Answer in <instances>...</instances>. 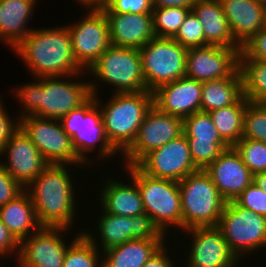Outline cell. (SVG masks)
<instances>
[{
    "mask_svg": "<svg viewBox=\"0 0 266 267\" xmlns=\"http://www.w3.org/2000/svg\"><path fill=\"white\" fill-rule=\"evenodd\" d=\"M14 51L35 78L67 77L84 72L73 55L71 37L66 25L33 28Z\"/></svg>",
    "mask_w": 266,
    "mask_h": 267,
    "instance_id": "6da1fadb",
    "label": "cell"
},
{
    "mask_svg": "<svg viewBox=\"0 0 266 267\" xmlns=\"http://www.w3.org/2000/svg\"><path fill=\"white\" fill-rule=\"evenodd\" d=\"M69 164H49L25 190L35 207L40 226L71 228L77 214ZM72 177V178H71ZM75 212V213H74Z\"/></svg>",
    "mask_w": 266,
    "mask_h": 267,
    "instance_id": "7a4b0ae2",
    "label": "cell"
},
{
    "mask_svg": "<svg viewBox=\"0 0 266 267\" xmlns=\"http://www.w3.org/2000/svg\"><path fill=\"white\" fill-rule=\"evenodd\" d=\"M89 82L91 94L96 97V104L101 110L106 137L122 155L135 140L147 112L152 108L153 94L151 91L113 93L106 104H103L98 101L99 83Z\"/></svg>",
    "mask_w": 266,
    "mask_h": 267,
    "instance_id": "3957f363",
    "label": "cell"
},
{
    "mask_svg": "<svg viewBox=\"0 0 266 267\" xmlns=\"http://www.w3.org/2000/svg\"><path fill=\"white\" fill-rule=\"evenodd\" d=\"M179 189L182 230L217 226L227 201L205 170L188 174L179 181Z\"/></svg>",
    "mask_w": 266,
    "mask_h": 267,
    "instance_id": "277c9868",
    "label": "cell"
},
{
    "mask_svg": "<svg viewBox=\"0 0 266 267\" xmlns=\"http://www.w3.org/2000/svg\"><path fill=\"white\" fill-rule=\"evenodd\" d=\"M125 166L139 188L145 213L153 219L159 229L165 235L170 227L176 226L182 230L179 182L148 176L136 165Z\"/></svg>",
    "mask_w": 266,
    "mask_h": 267,
    "instance_id": "5b68a950",
    "label": "cell"
},
{
    "mask_svg": "<svg viewBox=\"0 0 266 267\" xmlns=\"http://www.w3.org/2000/svg\"><path fill=\"white\" fill-rule=\"evenodd\" d=\"M60 122L63 130L71 137L76 155L86 165L95 164L87 158L90 157L87 154L96 149H98V158L102 160L120 154L106 137L101 110L96 104L95 96L92 95L79 108L66 114Z\"/></svg>",
    "mask_w": 266,
    "mask_h": 267,
    "instance_id": "8992f818",
    "label": "cell"
},
{
    "mask_svg": "<svg viewBox=\"0 0 266 267\" xmlns=\"http://www.w3.org/2000/svg\"><path fill=\"white\" fill-rule=\"evenodd\" d=\"M107 85L113 93L148 91L145 85L139 49L111 45L86 71Z\"/></svg>",
    "mask_w": 266,
    "mask_h": 267,
    "instance_id": "52a82bcc",
    "label": "cell"
},
{
    "mask_svg": "<svg viewBox=\"0 0 266 267\" xmlns=\"http://www.w3.org/2000/svg\"><path fill=\"white\" fill-rule=\"evenodd\" d=\"M216 227L240 261L245 257L243 255L266 246V217L240 207L234 201L226 203Z\"/></svg>",
    "mask_w": 266,
    "mask_h": 267,
    "instance_id": "ba28073f",
    "label": "cell"
},
{
    "mask_svg": "<svg viewBox=\"0 0 266 267\" xmlns=\"http://www.w3.org/2000/svg\"><path fill=\"white\" fill-rule=\"evenodd\" d=\"M188 48L173 38L151 39L139 49L145 85L148 91L185 77Z\"/></svg>",
    "mask_w": 266,
    "mask_h": 267,
    "instance_id": "9c48e42d",
    "label": "cell"
},
{
    "mask_svg": "<svg viewBox=\"0 0 266 267\" xmlns=\"http://www.w3.org/2000/svg\"><path fill=\"white\" fill-rule=\"evenodd\" d=\"M20 128L49 164L86 165L76 155L71 137L60 120L29 115L20 119Z\"/></svg>",
    "mask_w": 266,
    "mask_h": 267,
    "instance_id": "30bf717a",
    "label": "cell"
},
{
    "mask_svg": "<svg viewBox=\"0 0 266 267\" xmlns=\"http://www.w3.org/2000/svg\"><path fill=\"white\" fill-rule=\"evenodd\" d=\"M85 73L84 71L68 75V81L63 80L66 77L62 76L41 77L39 117L60 120L72 110L83 105L92 96L90 82H86V80L82 82L79 79L76 82L72 78L81 77Z\"/></svg>",
    "mask_w": 266,
    "mask_h": 267,
    "instance_id": "8fae6325",
    "label": "cell"
},
{
    "mask_svg": "<svg viewBox=\"0 0 266 267\" xmlns=\"http://www.w3.org/2000/svg\"><path fill=\"white\" fill-rule=\"evenodd\" d=\"M78 23L66 25L77 64L87 71L111 46L109 25L103 10L89 9Z\"/></svg>",
    "mask_w": 266,
    "mask_h": 267,
    "instance_id": "7c38bea8",
    "label": "cell"
},
{
    "mask_svg": "<svg viewBox=\"0 0 266 267\" xmlns=\"http://www.w3.org/2000/svg\"><path fill=\"white\" fill-rule=\"evenodd\" d=\"M183 134V119L166 114L154 105L147 112L133 143L122 153L124 165H136L146 154Z\"/></svg>",
    "mask_w": 266,
    "mask_h": 267,
    "instance_id": "4fadbf2b",
    "label": "cell"
},
{
    "mask_svg": "<svg viewBox=\"0 0 266 267\" xmlns=\"http://www.w3.org/2000/svg\"><path fill=\"white\" fill-rule=\"evenodd\" d=\"M136 166L148 176L178 182L199 170L192 161L184 134L150 151Z\"/></svg>",
    "mask_w": 266,
    "mask_h": 267,
    "instance_id": "5bb4252c",
    "label": "cell"
},
{
    "mask_svg": "<svg viewBox=\"0 0 266 267\" xmlns=\"http://www.w3.org/2000/svg\"><path fill=\"white\" fill-rule=\"evenodd\" d=\"M69 230L71 229L41 226L23 239L15 260L18 267H62L69 247V243L66 244L62 239L65 235L63 232Z\"/></svg>",
    "mask_w": 266,
    "mask_h": 267,
    "instance_id": "9a60e30c",
    "label": "cell"
},
{
    "mask_svg": "<svg viewBox=\"0 0 266 267\" xmlns=\"http://www.w3.org/2000/svg\"><path fill=\"white\" fill-rule=\"evenodd\" d=\"M97 222L101 252L132 239L165 240L166 237L146 213L130 217L101 211Z\"/></svg>",
    "mask_w": 266,
    "mask_h": 267,
    "instance_id": "2e32d148",
    "label": "cell"
},
{
    "mask_svg": "<svg viewBox=\"0 0 266 267\" xmlns=\"http://www.w3.org/2000/svg\"><path fill=\"white\" fill-rule=\"evenodd\" d=\"M240 51L215 45L188 48L185 77L199 82L231 77L239 69Z\"/></svg>",
    "mask_w": 266,
    "mask_h": 267,
    "instance_id": "e0dca14e",
    "label": "cell"
},
{
    "mask_svg": "<svg viewBox=\"0 0 266 267\" xmlns=\"http://www.w3.org/2000/svg\"><path fill=\"white\" fill-rule=\"evenodd\" d=\"M191 249L186 267H237L240 260L231 251L221 231L215 227H196L188 230Z\"/></svg>",
    "mask_w": 266,
    "mask_h": 267,
    "instance_id": "ac0fdd59",
    "label": "cell"
},
{
    "mask_svg": "<svg viewBox=\"0 0 266 267\" xmlns=\"http://www.w3.org/2000/svg\"><path fill=\"white\" fill-rule=\"evenodd\" d=\"M4 155L8 160L0 164L24 189L49 165L21 128L0 151Z\"/></svg>",
    "mask_w": 266,
    "mask_h": 267,
    "instance_id": "d6986e66",
    "label": "cell"
},
{
    "mask_svg": "<svg viewBox=\"0 0 266 267\" xmlns=\"http://www.w3.org/2000/svg\"><path fill=\"white\" fill-rule=\"evenodd\" d=\"M153 94V105L163 113L187 118L201 111L202 82L182 77L158 86Z\"/></svg>",
    "mask_w": 266,
    "mask_h": 267,
    "instance_id": "ffe728a7",
    "label": "cell"
},
{
    "mask_svg": "<svg viewBox=\"0 0 266 267\" xmlns=\"http://www.w3.org/2000/svg\"><path fill=\"white\" fill-rule=\"evenodd\" d=\"M204 170L227 202L233 201L253 182V174L233 146L225 149Z\"/></svg>",
    "mask_w": 266,
    "mask_h": 267,
    "instance_id": "44dd1931",
    "label": "cell"
},
{
    "mask_svg": "<svg viewBox=\"0 0 266 267\" xmlns=\"http://www.w3.org/2000/svg\"><path fill=\"white\" fill-rule=\"evenodd\" d=\"M111 45L140 49L155 38L152 13H104Z\"/></svg>",
    "mask_w": 266,
    "mask_h": 267,
    "instance_id": "7402d4cb",
    "label": "cell"
},
{
    "mask_svg": "<svg viewBox=\"0 0 266 267\" xmlns=\"http://www.w3.org/2000/svg\"><path fill=\"white\" fill-rule=\"evenodd\" d=\"M235 42L242 47L264 26V5L254 0H219Z\"/></svg>",
    "mask_w": 266,
    "mask_h": 267,
    "instance_id": "603a6c76",
    "label": "cell"
},
{
    "mask_svg": "<svg viewBox=\"0 0 266 267\" xmlns=\"http://www.w3.org/2000/svg\"><path fill=\"white\" fill-rule=\"evenodd\" d=\"M38 0H0V40L14 50L33 30L27 27Z\"/></svg>",
    "mask_w": 266,
    "mask_h": 267,
    "instance_id": "cb8c5ba5",
    "label": "cell"
},
{
    "mask_svg": "<svg viewBox=\"0 0 266 267\" xmlns=\"http://www.w3.org/2000/svg\"><path fill=\"white\" fill-rule=\"evenodd\" d=\"M129 179L132 183L124 184L114 178H106L104 188L101 187L99 194V202L104 212L130 217L145 213L139 188L131 177Z\"/></svg>",
    "mask_w": 266,
    "mask_h": 267,
    "instance_id": "d4e9b609",
    "label": "cell"
},
{
    "mask_svg": "<svg viewBox=\"0 0 266 267\" xmlns=\"http://www.w3.org/2000/svg\"><path fill=\"white\" fill-rule=\"evenodd\" d=\"M192 11L203 26L204 40L207 45L241 48L234 40L219 0H197Z\"/></svg>",
    "mask_w": 266,
    "mask_h": 267,
    "instance_id": "484cf974",
    "label": "cell"
},
{
    "mask_svg": "<svg viewBox=\"0 0 266 267\" xmlns=\"http://www.w3.org/2000/svg\"><path fill=\"white\" fill-rule=\"evenodd\" d=\"M0 220L19 242L41 227L31 197L25 189L0 207Z\"/></svg>",
    "mask_w": 266,
    "mask_h": 267,
    "instance_id": "4316f807",
    "label": "cell"
},
{
    "mask_svg": "<svg viewBox=\"0 0 266 267\" xmlns=\"http://www.w3.org/2000/svg\"><path fill=\"white\" fill-rule=\"evenodd\" d=\"M166 240L132 239L102 252V267H143Z\"/></svg>",
    "mask_w": 266,
    "mask_h": 267,
    "instance_id": "83f0119b",
    "label": "cell"
},
{
    "mask_svg": "<svg viewBox=\"0 0 266 267\" xmlns=\"http://www.w3.org/2000/svg\"><path fill=\"white\" fill-rule=\"evenodd\" d=\"M243 97L239 69L228 78L202 82L201 111L211 112L236 104Z\"/></svg>",
    "mask_w": 266,
    "mask_h": 267,
    "instance_id": "f1b7e54d",
    "label": "cell"
},
{
    "mask_svg": "<svg viewBox=\"0 0 266 267\" xmlns=\"http://www.w3.org/2000/svg\"><path fill=\"white\" fill-rule=\"evenodd\" d=\"M248 103L243 96L236 104L208 112L220 136L229 146H234L242 138Z\"/></svg>",
    "mask_w": 266,
    "mask_h": 267,
    "instance_id": "f546056e",
    "label": "cell"
},
{
    "mask_svg": "<svg viewBox=\"0 0 266 267\" xmlns=\"http://www.w3.org/2000/svg\"><path fill=\"white\" fill-rule=\"evenodd\" d=\"M90 233L82 230L69 242L62 267H102V252L97 244L100 241Z\"/></svg>",
    "mask_w": 266,
    "mask_h": 267,
    "instance_id": "4dcf8cb0",
    "label": "cell"
},
{
    "mask_svg": "<svg viewBox=\"0 0 266 267\" xmlns=\"http://www.w3.org/2000/svg\"><path fill=\"white\" fill-rule=\"evenodd\" d=\"M243 96L252 103L266 105V62L239 58Z\"/></svg>",
    "mask_w": 266,
    "mask_h": 267,
    "instance_id": "1f68e13d",
    "label": "cell"
},
{
    "mask_svg": "<svg viewBox=\"0 0 266 267\" xmlns=\"http://www.w3.org/2000/svg\"><path fill=\"white\" fill-rule=\"evenodd\" d=\"M191 9L182 7L153 8V30L156 37L173 38Z\"/></svg>",
    "mask_w": 266,
    "mask_h": 267,
    "instance_id": "d6a6232c",
    "label": "cell"
},
{
    "mask_svg": "<svg viewBox=\"0 0 266 267\" xmlns=\"http://www.w3.org/2000/svg\"><path fill=\"white\" fill-rule=\"evenodd\" d=\"M183 134L186 138L204 141H224L207 112H196L183 119Z\"/></svg>",
    "mask_w": 266,
    "mask_h": 267,
    "instance_id": "836d02e7",
    "label": "cell"
},
{
    "mask_svg": "<svg viewBox=\"0 0 266 267\" xmlns=\"http://www.w3.org/2000/svg\"><path fill=\"white\" fill-rule=\"evenodd\" d=\"M233 147L253 175L266 171V143L241 138Z\"/></svg>",
    "mask_w": 266,
    "mask_h": 267,
    "instance_id": "e575fe53",
    "label": "cell"
},
{
    "mask_svg": "<svg viewBox=\"0 0 266 267\" xmlns=\"http://www.w3.org/2000/svg\"><path fill=\"white\" fill-rule=\"evenodd\" d=\"M189 144L190 155L198 169H205L221 153L230 146L225 141H204L197 138H186Z\"/></svg>",
    "mask_w": 266,
    "mask_h": 267,
    "instance_id": "d590c367",
    "label": "cell"
},
{
    "mask_svg": "<svg viewBox=\"0 0 266 267\" xmlns=\"http://www.w3.org/2000/svg\"><path fill=\"white\" fill-rule=\"evenodd\" d=\"M242 138L266 143V105L252 102L247 104Z\"/></svg>",
    "mask_w": 266,
    "mask_h": 267,
    "instance_id": "8d00e7d4",
    "label": "cell"
},
{
    "mask_svg": "<svg viewBox=\"0 0 266 267\" xmlns=\"http://www.w3.org/2000/svg\"><path fill=\"white\" fill-rule=\"evenodd\" d=\"M202 28L198 17L191 10L173 39L186 48L207 46Z\"/></svg>",
    "mask_w": 266,
    "mask_h": 267,
    "instance_id": "74e56055",
    "label": "cell"
},
{
    "mask_svg": "<svg viewBox=\"0 0 266 267\" xmlns=\"http://www.w3.org/2000/svg\"><path fill=\"white\" fill-rule=\"evenodd\" d=\"M35 82H31L13 90L15 96L22 103L23 112L19 115V119L34 115L39 117V93H41V77L35 78ZM37 81V82H36ZM21 101V102H20Z\"/></svg>",
    "mask_w": 266,
    "mask_h": 267,
    "instance_id": "f35d334b",
    "label": "cell"
},
{
    "mask_svg": "<svg viewBox=\"0 0 266 267\" xmlns=\"http://www.w3.org/2000/svg\"><path fill=\"white\" fill-rule=\"evenodd\" d=\"M233 201L240 207L266 217V193L254 182L245 188Z\"/></svg>",
    "mask_w": 266,
    "mask_h": 267,
    "instance_id": "ab89813d",
    "label": "cell"
},
{
    "mask_svg": "<svg viewBox=\"0 0 266 267\" xmlns=\"http://www.w3.org/2000/svg\"><path fill=\"white\" fill-rule=\"evenodd\" d=\"M104 13H152V0H111Z\"/></svg>",
    "mask_w": 266,
    "mask_h": 267,
    "instance_id": "60d3db41",
    "label": "cell"
},
{
    "mask_svg": "<svg viewBox=\"0 0 266 267\" xmlns=\"http://www.w3.org/2000/svg\"><path fill=\"white\" fill-rule=\"evenodd\" d=\"M239 58L258 59L266 62V28L263 27L241 47Z\"/></svg>",
    "mask_w": 266,
    "mask_h": 267,
    "instance_id": "b9f144b4",
    "label": "cell"
},
{
    "mask_svg": "<svg viewBox=\"0 0 266 267\" xmlns=\"http://www.w3.org/2000/svg\"><path fill=\"white\" fill-rule=\"evenodd\" d=\"M24 188L0 164V207L13 200Z\"/></svg>",
    "mask_w": 266,
    "mask_h": 267,
    "instance_id": "7bdbcfd3",
    "label": "cell"
},
{
    "mask_svg": "<svg viewBox=\"0 0 266 267\" xmlns=\"http://www.w3.org/2000/svg\"><path fill=\"white\" fill-rule=\"evenodd\" d=\"M2 98L0 97V151L20 128V119L17 117L12 120L7 109L4 108L5 104L2 103Z\"/></svg>",
    "mask_w": 266,
    "mask_h": 267,
    "instance_id": "ee69618b",
    "label": "cell"
},
{
    "mask_svg": "<svg viewBox=\"0 0 266 267\" xmlns=\"http://www.w3.org/2000/svg\"><path fill=\"white\" fill-rule=\"evenodd\" d=\"M20 250V242L15 236L8 230L7 226L0 220V256L7 258L8 254L18 257ZM15 251V252H14Z\"/></svg>",
    "mask_w": 266,
    "mask_h": 267,
    "instance_id": "f6af8a7d",
    "label": "cell"
},
{
    "mask_svg": "<svg viewBox=\"0 0 266 267\" xmlns=\"http://www.w3.org/2000/svg\"><path fill=\"white\" fill-rule=\"evenodd\" d=\"M166 244L164 243L144 264L143 267H174L175 264L170 260V256L166 254L168 250L166 249Z\"/></svg>",
    "mask_w": 266,
    "mask_h": 267,
    "instance_id": "bcb514c9",
    "label": "cell"
},
{
    "mask_svg": "<svg viewBox=\"0 0 266 267\" xmlns=\"http://www.w3.org/2000/svg\"><path fill=\"white\" fill-rule=\"evenodd\" d=\"M197 0H152L153 8L182 7L191 9Z\"/></svg>",
    "mask_w": 266,
    "mask_h": 267,
    "instance_id": "7dc6e473",
    "label": "cell"
},
{
    "mask_svg": "<svg viewBox=\"0 0 266 267\" xmlns=\"http://www.w3.org/2000/svg\"><path fill=\"white\" fill-rule=\"evenodd\" d=\"M85 6L86 9L102 10L105 9L111 0H75Z\"/></svg>",
    "mask_w": 266,
    "mask_h": 267,
    "instance_id": "c3c4849f",
    "label": "cell"
},
{
    "mask_svg": "<svg viewBox=\"0 0 266 267\" xmlns=\"http://www.w3.org/2000/svg\"><path fill=\"white\" fill-rule=\"evenodd\" d=\"M253 182L266 193V171L253 175Z\"/></svg>",
    "mask_w": 266,
    "mask_h": 267,
    "instance_id": "681fc988",
    "label": "cell"
},
{
    "mask_svg": "<svg viewBox=\"0 0 266 267\" xmlns=\"http://www.w3.org/2000/svg\"><path fill=\"white\" fill-rule=\"evenodd\" d=\"M264 28H266V5L264 6Z\"/></svg>",
    "mask_w": 266,
    "mask_h": 267,
    "instance_id": "f907efd6",
    "label": "cell"
},
{
    "mask_svg": "<svg viewBox=\"0 0 266 267\" xmlns=\"http://www.w3.org/2000/svg\"><path fill=\"white\" fill-rule=\"evenodd\" d=\"M255 2L260 3L261 5H266V0H254Z\"/></svg>",
    "mask_w": 266,
    "mask_h": 267,
    "instance_id": "816d5d0a",
    "label": "cell"
}]
</instances>
